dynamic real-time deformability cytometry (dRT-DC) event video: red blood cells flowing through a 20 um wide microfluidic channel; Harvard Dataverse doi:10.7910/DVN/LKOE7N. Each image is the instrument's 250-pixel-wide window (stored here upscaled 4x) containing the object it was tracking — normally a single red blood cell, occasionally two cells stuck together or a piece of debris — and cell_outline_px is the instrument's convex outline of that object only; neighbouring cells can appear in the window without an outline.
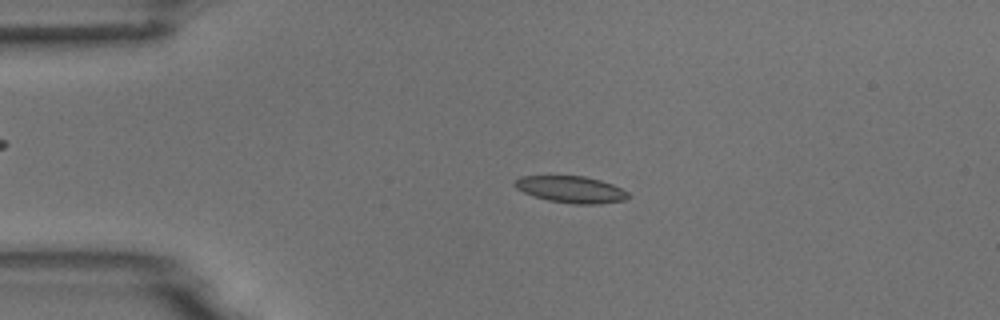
{"species": "common noctule bat (a hibernating species)", "species_latin": "Nyctalus noctula", "temperature_condition": "room temperature", "stored_images_in_passage": 4, "camera_frame_rate_fps": 3000, "um_per_image_px": 0.085, "animal": {"sex": "male", "body_mass_g": 18.8}, "frame": {"image": 1, "passage_image": 3, "time_ms": 0.667, "image_size_px": [1000, 320], "cell_outline_px": [[632, 196], [624, 200], [600, 204], [572, 204], [548, 200], [524, 192], [516, 188], [512, 184], [512, 180], [520, 176], [584, 176], [600, 180], [612, 184], [628, 192]], "centroid_in_image_um": [48.53, 16.1], "position_along_channel_um": 36.5, "area_um2": 17.74}}